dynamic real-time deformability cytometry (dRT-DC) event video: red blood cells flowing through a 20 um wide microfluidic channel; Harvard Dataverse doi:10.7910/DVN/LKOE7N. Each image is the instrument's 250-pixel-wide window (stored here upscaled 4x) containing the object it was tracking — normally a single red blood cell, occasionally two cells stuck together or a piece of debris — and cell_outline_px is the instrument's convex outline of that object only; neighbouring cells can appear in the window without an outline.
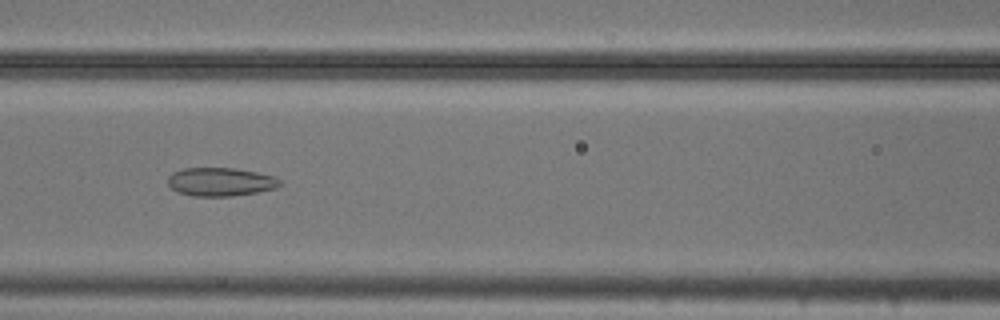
{"species": "common noctule bat (a hibernating species)", "species_latin": "Nyctalus noctula", "temperature_condition": "cold", "stored_images_in_passage": 53, "camera_frame_rate_fps": 3000, "um_per_image_px": 0.085, "animal": {"sex": "male", "body_mass_g": 20.5, "forearm_length_mm": 52.5}, "frame": {"image": 1, "passage_image": 23, "time_ms": 7.333, "image_size_px": [1000, 320], "cell_outline_px": [[280, 184], [276, 188], [256, 192], [232, 196], [192, 196], [176, 192], [168, 184], [168, 176], [172, 172], [184, 168], [236, 168], [256, 172], [272, 176], [280, 180]], "centroid_in_image_um": [18.7, 15.45], "position_along_channel_um": 147.9, "area_um2": 18.55}}
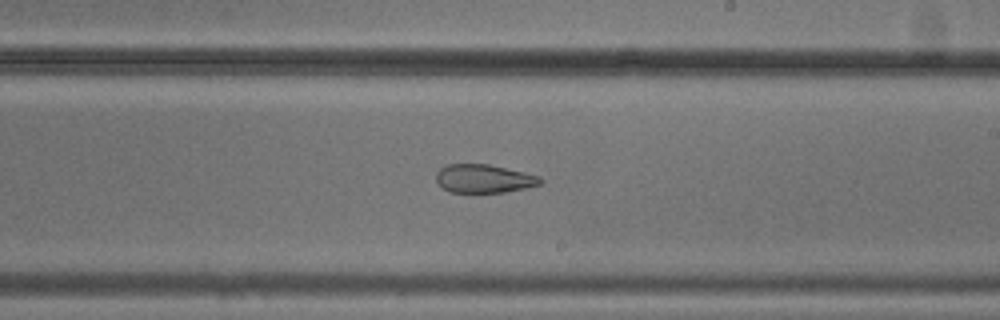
{"frame": {"image": 2, "passage_image": 31, "time_ms": 10.0, "image_size_px": [1000, 320], "cell_outline_px": [[544, 180], [540, 184], [524, 188], [504, 192], [448, 192], [436, 180], [436, 172], [440, 168], [448, 164], [488, 164], [524, 172], [540, 176]], "centroid_in_image_um": [41.13, 15.18], "position_along_channel_um": 247.9, "area_um2": 17.17}}
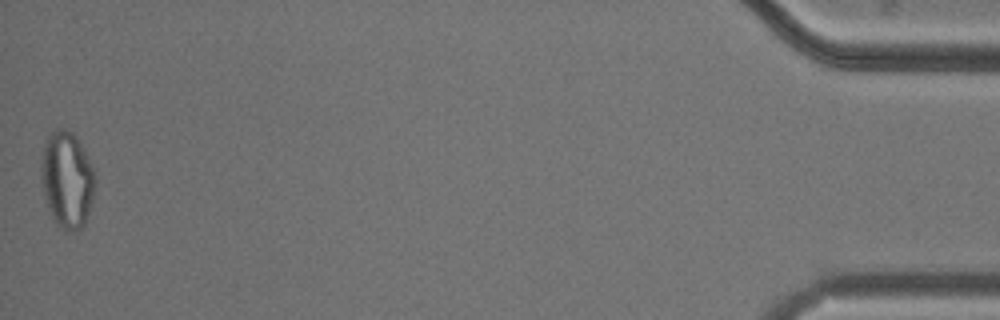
{"frame": {"image": 3, "passage_image": 53, "time_ms": 17.333, "image_size_px": [1000, 320], "cell_outline_px": [[96, 180], [92, 200], [84, 224], [76, 232], [64, 232], [56, 224], [48, 208], [40, 176], [40, 168], [44, 144], [48, 136], [56, 128], [64, 128], [72, 132], [76, 136], [92, 168]], "centroid_in_image_um": [5.68, 15.29], "position_along_channel_um": 429.5, "area_um2": 30.23}, "authors_computed_cell_mechanics": {"area_um2": 25.2586, "velocity_mm_per_s": 3.7615, "shape_relaxation_time_tau1_ms": null, "shape_relaxation_time_tau2_ms": 2.2161, "deformation_change_tau1": null, "deformation_change_tau2": 0.0889}}